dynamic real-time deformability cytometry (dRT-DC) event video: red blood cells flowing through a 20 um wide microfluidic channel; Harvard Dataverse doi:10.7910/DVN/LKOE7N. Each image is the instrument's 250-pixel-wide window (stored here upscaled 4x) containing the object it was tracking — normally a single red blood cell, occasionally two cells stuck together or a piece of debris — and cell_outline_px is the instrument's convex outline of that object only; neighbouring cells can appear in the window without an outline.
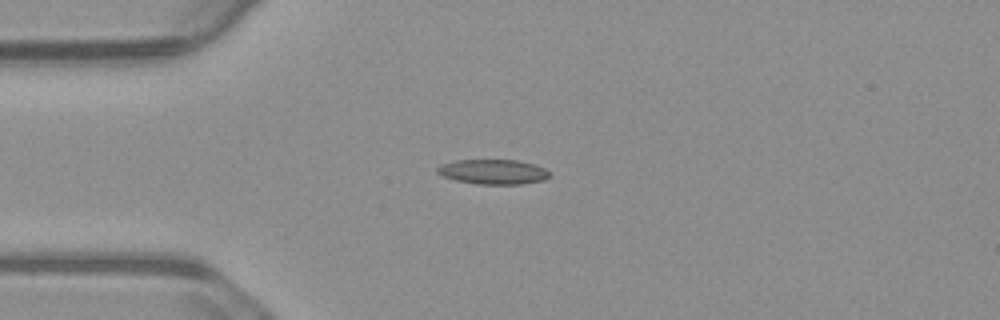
{"species": "common noctule bat (a hibernating species)", "species_latin": "Nyctalus noctula", "temperature_condition": "warm", "stored_images_in_passage": 42, "camera_frame_rate_fps": 3000, "um_per_image_px": 0.085, "animal": {"sex": "male", "body_mass_g": 23.1, "forearm_length_mm": 52.7}, "frame": {"image": 1, "passage_image": 1, "time_ms": 0.0, "image_size_px": [1000, 320], "cell_outline_px": [[552, 176], [544, 180], [520, 184], [476, 184], [456, 180], [444, 176], [436, 172], [436, 168], [440, 164], [452, 160], [516, 160], [532, 164], [544, 168]], "centroid_in_image_um": [41.89, 14.6], "position_along_channel_um": 43.1, "area_um2": 16.24}}
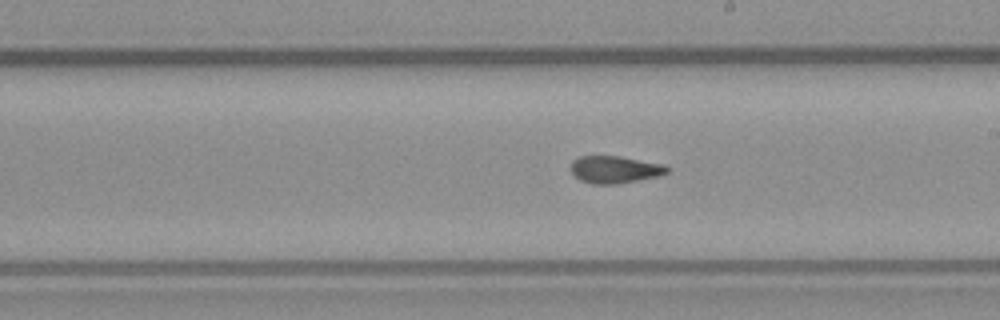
{"frame": {"image": 2, "passage_image": 18, "time_ms": 5.667, "image_size_px": [1000, 320], "cell_outline_px": [[668, 172], [660, 176], [616, 184], [592, 184], [580, 180], [572, 172], [572, 160], [580, 156], [620, 156], [664, 164], [668, 168]], "centroid_in_image_um": [52.28, 14.41], "position_along_channel_um": 236.7, "area_um2": 15.26}}
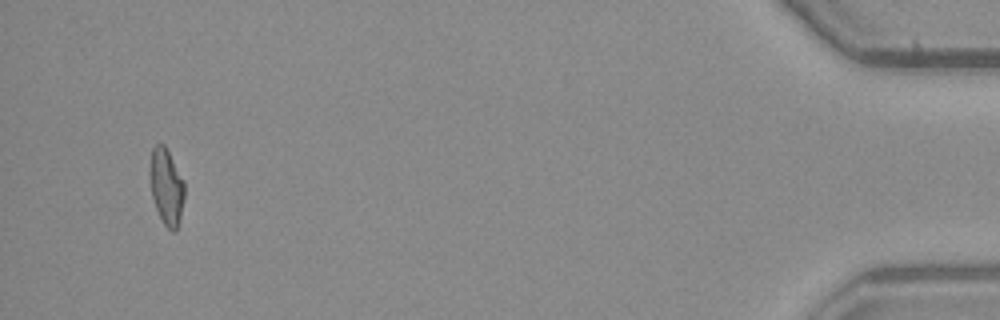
{"frame": {"image": 3, "passage_image": 40, "time_ms": 13.0, "image_size_px": [1000, 320], "cell_outline_px": [[184, 196], [180, 220], [176, 232], [172, 232], [164, 224], [156, 208], [152, 196], [148, 176], [148, 168], [152, 148], [156, 144], [164, 144], [184, 180]], "centroid_in_image_um": [14.12, 15.86], "position_along_channel_um": 421.1, "area_um2": 15.61}, "authors_computed_cell_mechanics": {"area_um2": 15.5482, "velocity_mm_per_s": 3.7257, "shape_relaxation_time_tau1_ms": null, "shape_relaxation_time_tau2_ms": 2.1292, "deformation_change_tau1": null, "deformation_change_tau2": 0.0949}}